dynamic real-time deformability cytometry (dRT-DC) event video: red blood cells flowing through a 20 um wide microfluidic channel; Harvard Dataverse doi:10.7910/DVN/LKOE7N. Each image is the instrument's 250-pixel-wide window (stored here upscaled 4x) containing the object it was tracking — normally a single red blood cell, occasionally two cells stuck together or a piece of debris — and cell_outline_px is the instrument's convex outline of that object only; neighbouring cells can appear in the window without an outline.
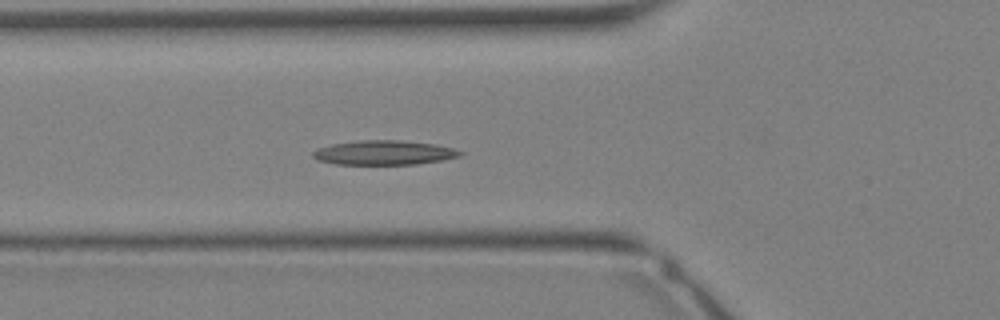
{"species": "Egyptian fruit bat (a non-hibernating species)", "species_latin": "Rousettus aegyptiacus", "temperature_condition": "warm", "stored_images_in_passage": 26, "camera_frame_rate_fps": 3000, "um_per_image_px": 0.085, "animal": {"sex": "female"}, "frame": {"image": 1, "passage_image": 4, "time_ms": 1.0, "image_size_px": [1000, 320], "cell_outline_px": [[464, 152], [460, 156], [440, 160], [416, 164], [336, 164], [316, 160], [312, 156], [312, 152], [320, 148], [332, 144], [360, 140], [400, 140], [436, 144], [452, 148]], "centroid_in_image_um": [32.63, 12.97], "position_along_channel_um": 93.2, "area_um2": 20.81}}
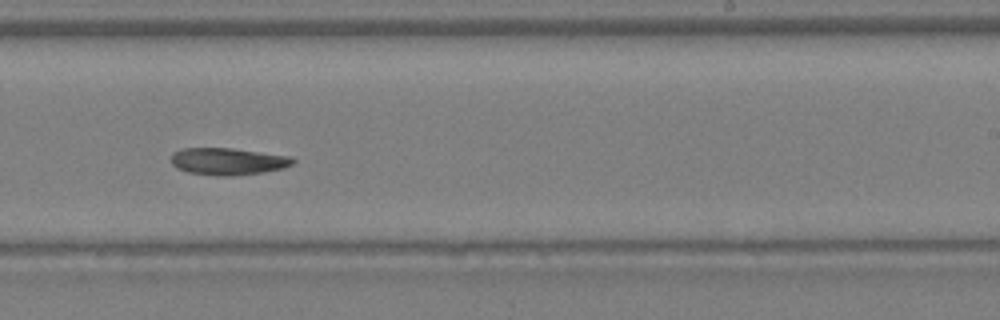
{"frame": {"image": 2, "passage_image": 13, "time_ms": 4.0, "image_size_px": [1000, 320], "cell_outline_px": [[296, 160], [292, 164], [284, 168], [260, 172], [228, 176], [224, 176], [188, 172], [176, 168], [172, 164], [172, 152], [184, 148], [232, 148], [288, 156]], "centroid_in_image_um": [19.34, 13.71], "position_along_channel_um": 269.7, "area_um2": 18.9}}
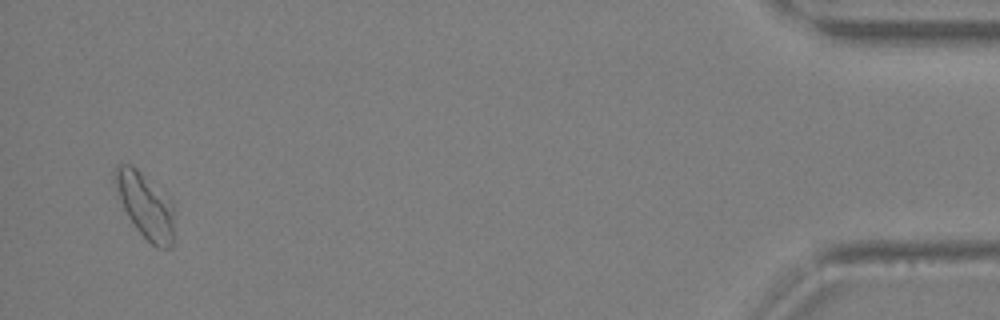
{"frame": {"image": 3, "passage_image": 25, "time_ms": 8.0, "image_size_px": [1000, 320], "cell_outline_px": [[172, 248], [156, 248], [136, 228], [128, 216], [124, 208], [116, 184], [116, 164], [132, 164], [168, 192], [172, 200]], "centroid_in_image_um": [12.41, 17.42], "position_along_channel_um": 422.8, "area_um2": 22.43}}